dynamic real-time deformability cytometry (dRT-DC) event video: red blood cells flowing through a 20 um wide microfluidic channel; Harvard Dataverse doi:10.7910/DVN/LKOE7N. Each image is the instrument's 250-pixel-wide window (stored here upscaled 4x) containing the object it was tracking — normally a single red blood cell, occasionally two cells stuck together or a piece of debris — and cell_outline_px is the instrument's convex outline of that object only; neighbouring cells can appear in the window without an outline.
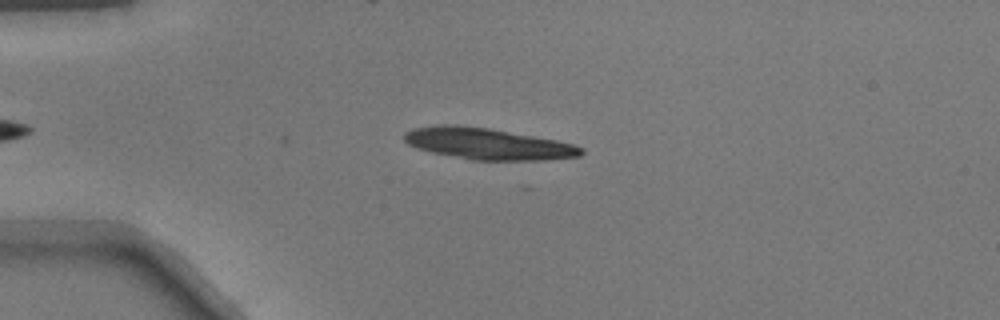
{"species": "common noctule bat (a hibernating species)", "species_latin": "Nyctalus noctula", "temperature_condition": "warm", "stored_images_in_passage": 8, "camera_frame_rate_fps": 3000, "um_per_image_px": 0.085, "animal": {"sex": "male", "body_mass_g": 17.9}, "frame": {"image": 1, "passage_image": 4, "time_ms": 1.0, "image_size_px": [1000, 320], "cell_outline_px": [[584, 152], [580, 156], [544, 160], [472, 160], [432, 152], [416, 148], [408, 144], [404, 140], [404, 132], [412, 128], [440, 124], [456, 124], [488, 128], [556, 140], [572, 144], [584, 148]], "centroid_in_image_um": [41.43, 12.21], "position_along_channel_um": 43.6, "area_um2": 32.37}}